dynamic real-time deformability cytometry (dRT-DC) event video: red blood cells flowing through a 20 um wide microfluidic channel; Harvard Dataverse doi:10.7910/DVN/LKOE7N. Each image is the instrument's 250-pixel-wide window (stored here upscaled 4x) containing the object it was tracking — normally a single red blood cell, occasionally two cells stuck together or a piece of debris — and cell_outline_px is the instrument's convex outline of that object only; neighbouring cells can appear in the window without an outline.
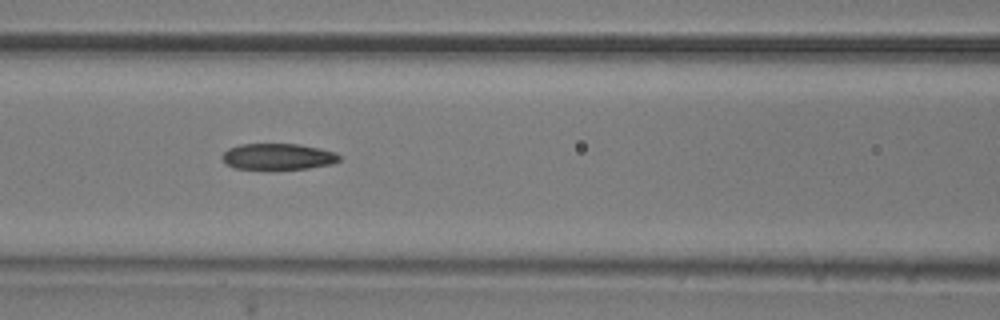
{"species": "common noctule bat (a hibernating species)", "species_latin": "Nyctalus noctula", "temperature_condition": "room temperature", "stored_images_in_passage": 5, "camera_frame_rate_fps": 3000, "um_per_image_px": 0.085, "animal": {"sex": "male", "body_mass_g": 20.5, "forearm_length_mm": 52.5}, "frame": {"image": 1, "passage_image": 3, "time_ms": 0.667, "image_size_px": [1000, 320], "cell_outline_px": [[340, 160], [332, 164], [308, 168], [236, 168], [228, 164], [220, 156], [228, 148], [240, 144], [296, 144], [320, 148], [336, 152], [340, 156]], "centroid_in_image_um": [23.65, 13.29], "position_along_channel_um": 142.9, "area_um2": 17.57}}
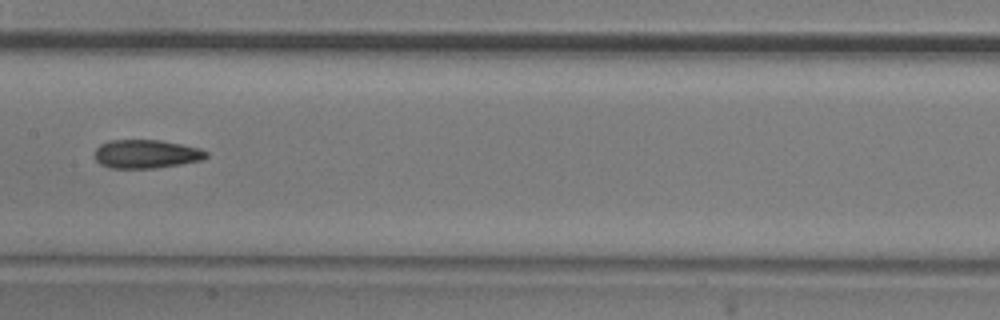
{"frame": {"image": 2, "passage_image": 4, "time_ms": 1.0, "image_size_px": [1000, 320], "cell_outline_px": [[208, 156], [204, 160], [156, 168], [108, 168], [100, 164], [96, 160], [96, 148], [100, 144], [108, 140], [160, 140], [200, 148], [208, 152]], "centroid_in_image_um": [12.44, 13.09], "position_along_channel_um": 195.0, "area_um2": 18.67}}
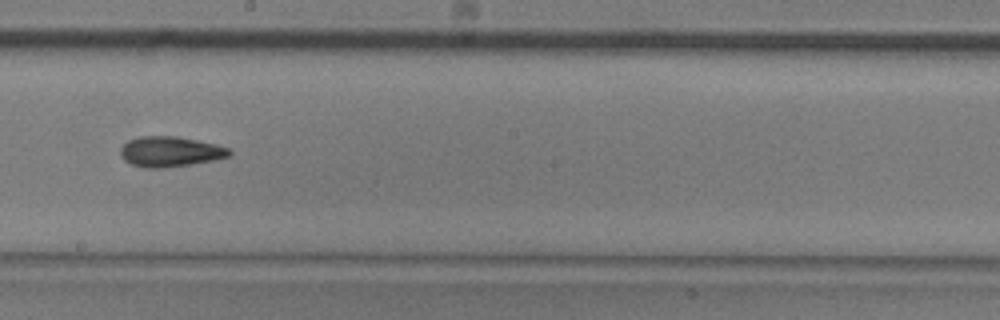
{"frame": {"image": 3, "passage_image": 5, "time_ms": 1.333, "image_size_px": [1000, 320], "cell_outline_px": [[232, 152], [228, 156], [212, 160], [192, 164], [160, 168], [144, 168], [132, 164], [124, 160], [120, 152], [120, 148], [128, 140], [140, 136], [176, 136], [216, 144], [228, 148]], "centroid_in_image_um": [14.44, 12.88], "position_along_channel_um": 233.8, "area_um2": 19.07}}